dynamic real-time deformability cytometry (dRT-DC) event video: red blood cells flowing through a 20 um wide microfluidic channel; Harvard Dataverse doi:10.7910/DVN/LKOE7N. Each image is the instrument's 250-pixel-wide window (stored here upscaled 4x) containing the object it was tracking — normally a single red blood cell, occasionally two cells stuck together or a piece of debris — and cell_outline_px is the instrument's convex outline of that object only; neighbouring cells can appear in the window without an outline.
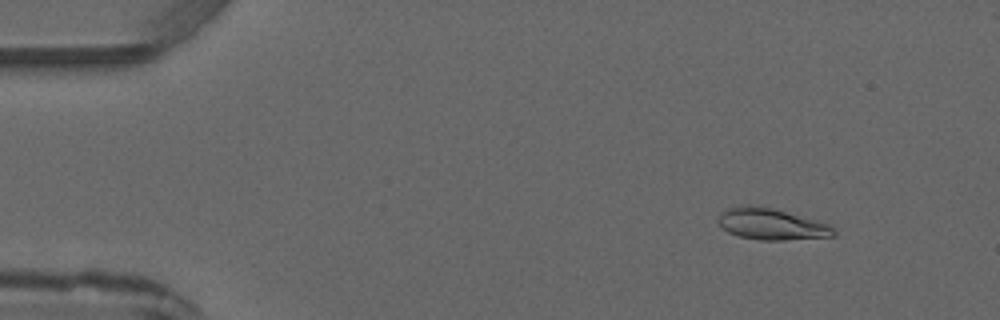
{"species": "common noctule bat (a hibernating species)", "species_latin": "Nyctalus noctula", "temperature_condition": "warm", "stored_images_in_passage": 4, "camera_frame_rate_fps": 3000, "um_per_image_px": 0.085, "animal": {"sex": "male", "forearm_length_mm": 52.5}, "frame": {"image": 1, "passage_image": 2, "time_ms": 1.0, "image_size_px": [1000, 320], "cell_outline_px": [[836, 236], [784, 240], [760, 240], [740, 236], [728, 232], [720, 224], [720, 212], [728, 208], [748, 204], [752, 204], [772, 208], [816, 220], [828, 224], [836, 232]], "centroid_in_image_um": [65.58, 19.05], "position_along_channel_um": 19.4, "area_um2": 20.87}}
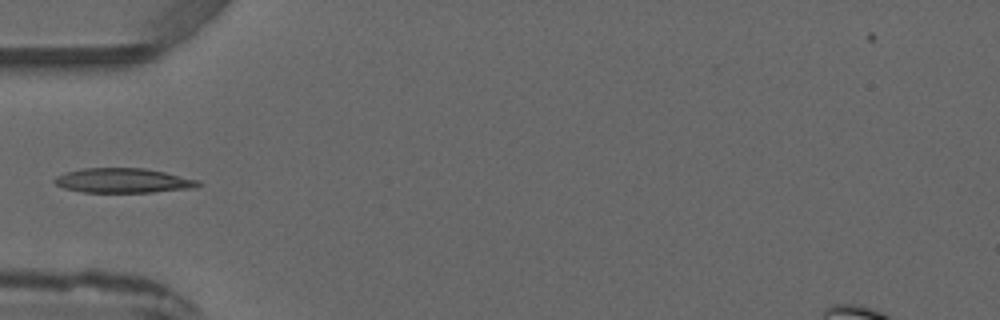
{"frame": {"image": 2, "passage_image": 4, "time_ms": 4.333, "image_size_px": [1000, 320], "cell_outline_px": [[200, 184], [192, 188], [152, 192], [84, 192], [64, 188], [56, 184], [52, 180], [56, 176], [64, 172], [84, 168], [144, 168], [164, 172], [200, 180]], "centroid_in_image_um": [10.43, 15.34], "position_along_channel_um": 74.6, "area_um2": 20.52}}